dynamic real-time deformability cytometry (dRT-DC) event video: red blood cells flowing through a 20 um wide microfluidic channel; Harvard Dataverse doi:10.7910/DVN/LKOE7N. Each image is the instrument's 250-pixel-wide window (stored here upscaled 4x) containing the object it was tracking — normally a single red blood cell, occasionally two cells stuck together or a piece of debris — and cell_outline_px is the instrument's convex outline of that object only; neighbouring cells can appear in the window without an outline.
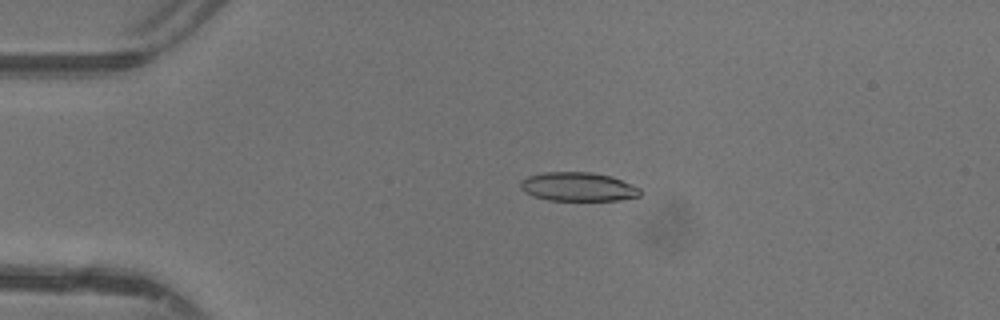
{"species": "common noctule bat (a hibernating species)", "species_latin": "Nyctalus noctula", "temperature_condition": "warm", "stored_images_in_passage": 47, "camera_frame_rate_fps": 3000, "um_per_image_px": 0.085, "animal": {"sex": "female"}, "frame": {"image": 1, "passage_image": 11, "time_ms": 3.333, "image_size_px": [1000, 320], "cell_outline_px": [[640, 196], [620, 200], [548, 200], [532, 196], [524, 192], [520, 188], [520, 180], [528, 176], [544, 172], [588, 172], [612, 176], [640, 188]], "centroid_in_image_um": [49.1, 15.87], "position_along_channel_um": 35.9, "area_um2": 20.17}}
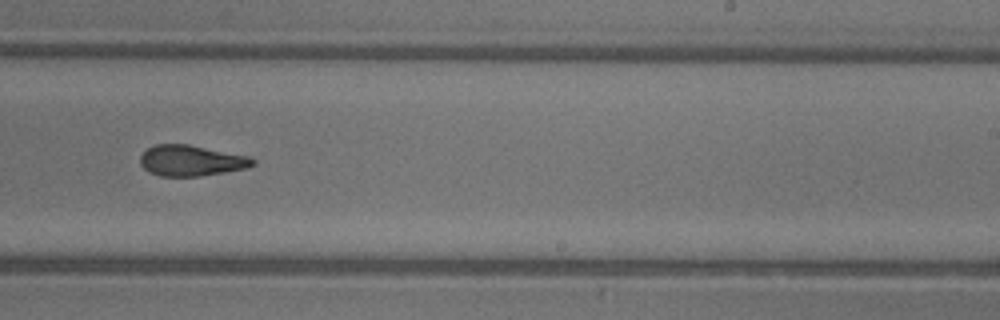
{"frame": {"image": 2, "passage_image": 30, "time_ms": 9.667, "image_size_px": [1000, 320], "cell_outline_px": [[256, 164], [244, 168], [200, 176], [160, 176], [148, 172], [140, 164], [140, 156], [148, 148], [156, 144], [188, 144], [248, 156], [256, 160]], "centroid_in_image_um": [16.22, 13.65], "position_along_channel_um": 272.8, "area_um2": 20.06}}
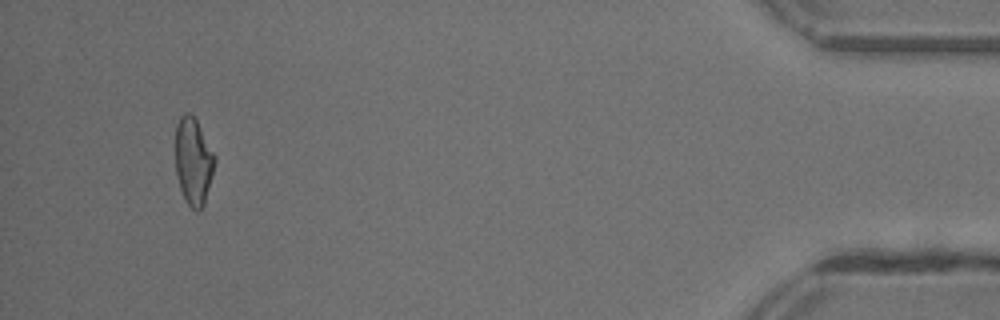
{"frame": {"image": 3, "passage_image": 45, "time_ms": 14.667, "image_size_px": [1000, 320], "cell_outline_px": [[216, 160], [204, 204], [196, 212], [184, 200], [180, 188], [176, 172], [176, 124], [180, 116], [184, 112], [192, 112], [216, 156]], "centroid_in_image_um": [16.43, 13.67], "position_along_channel_um": 418.8, "area_um2": 20.0}, "authors_computed_cell_mechanics": {"area_um2": 20.6346, "velocity_mm_per_s": 4.4303, "shape_relaxation_time_tau1_ms": null, "shape_relaxation_time_tau2_ms": 2.3542, "deformation_change_tau1": null, "deformation_change_tau2": 0.1109}}